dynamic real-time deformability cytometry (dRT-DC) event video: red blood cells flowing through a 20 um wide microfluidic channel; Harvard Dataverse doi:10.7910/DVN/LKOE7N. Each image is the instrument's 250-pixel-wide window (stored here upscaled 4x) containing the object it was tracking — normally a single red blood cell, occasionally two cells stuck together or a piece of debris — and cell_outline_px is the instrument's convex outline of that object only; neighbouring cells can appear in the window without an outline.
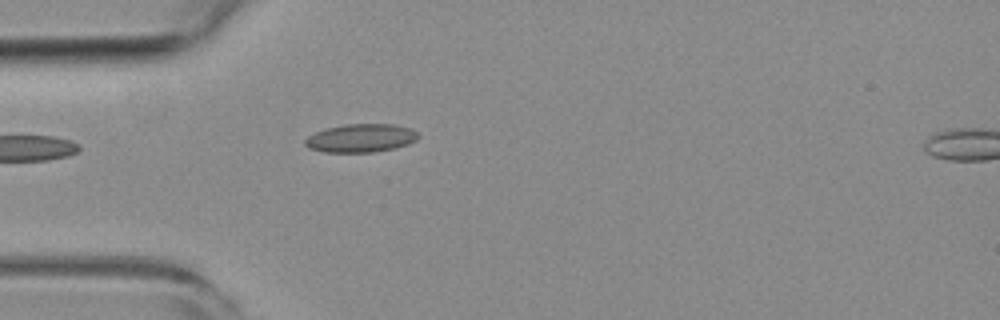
{"species": "common noctule bat (a hibernating species)", "species_latin": "Nyctalus noctula", "temperature_condition": "room temperature", "stored_images_in_passage": 9, "camera_frame_rate_fps": 3000, "um_per_image_px": 0.085, "animal": {"sex": "female", "body_mass_g": 19.3, "forearm_length_mm": 54.1}, "frame": {"image": 1, "passage_image": 1, "time_ms": 0.0, "image_size_px": [1000, 320], "cell_outline_px": [[420, 136], [416, 140], [408, 144], [396, 148], [372, 152], [324, 152], [308, 148], [304, 144], [304, 140], [308, 136], [324, 128], [344, 124], [392, 124], [412, 128]], "centroid_in_image_um": [30.67, 11.73], "position_along_channel_um": 54.3, "area_um2": 18.84}}
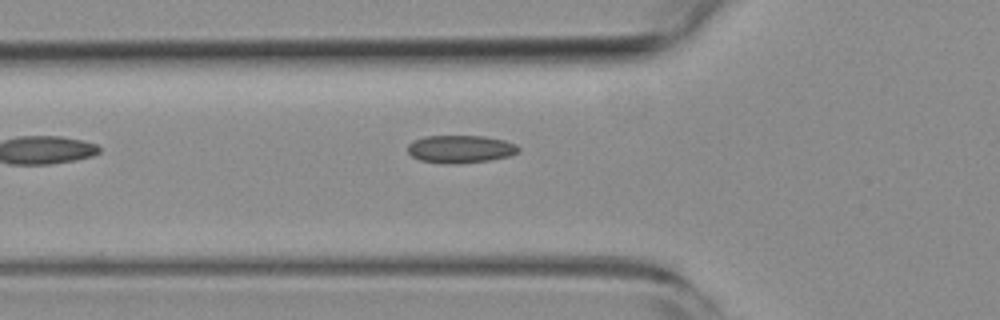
{"frame": {"image": 2, "passage_image": 4, "time_ms": 1.0, "image_size_px": [1000, 320], "cell_outline_px": [[520, 152], [512, 156], [488, 160], [456, 164], [444, 164], [420, 160], [412, 156], [408, 152], [408, 144], [424, 136], [484, 136], [504, 140], [516, 144], [520, 148]], "centroid_in_image_um": [39.17, 12.67], "position_along_channel_um": 86.6, "area_um2": 18.03}}